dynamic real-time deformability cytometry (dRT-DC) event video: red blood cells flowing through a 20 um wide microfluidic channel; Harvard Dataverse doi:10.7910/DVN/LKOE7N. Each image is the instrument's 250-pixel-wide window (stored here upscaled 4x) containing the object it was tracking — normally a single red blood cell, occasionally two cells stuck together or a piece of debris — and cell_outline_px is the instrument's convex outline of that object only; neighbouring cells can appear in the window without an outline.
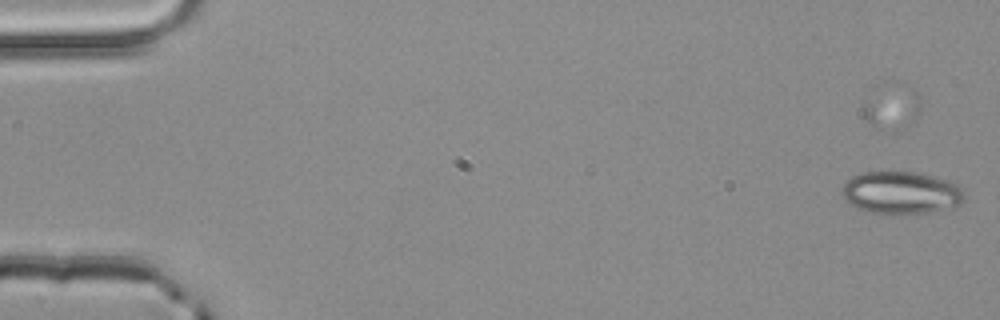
{"species": "common noctule bat (a hibernating species)", "species_latin": "Nyctalus noctula", "temperature_condition": "room temperature", "stored_images_in_passage": 52, "camera_frame_rate_fps": 3000, "um_per_image_px": 0.085, "animal": {"sex": "male", "body_mass_g": 20.4}, "frame": {"image": 1, "passage_image": 1, "time_ms": 0.0, "image_size_px": [1000, 320], "cell_outline_px": [[964, 200], [960, 204], [928, 212], [872, 212], [860, 208], [844, 200], [840, 196], [840, 188], [852, 176], [860, 172], [916, 172], [944, 180], [956, 184], [964, 192]], "centroid_in_image_um": [76.53, 16.35], "position_along_channel_um": 8.5, "area_um2": 29.54}}
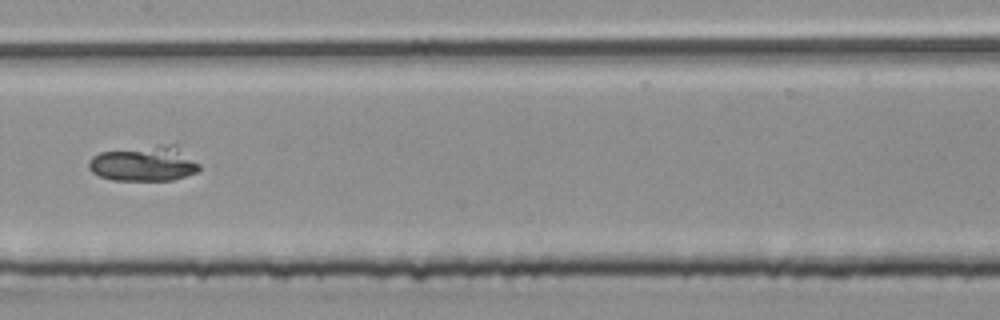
{"frame": {"image": 2, "passage_image": 27, "time_ms": 8.667, "image_size_px": [1000, 320], "cell_outline_px": [[200, 168], [196, 172], [172, 180], [112, 180], [100, 176], [92, 172], [88, 168], [88, 164], [92, 156], [100, 152], [156, 144], [176, 144], [200, 164]], "centroid_in_image_um": [12.25, 13.88], "position_along_channel_um": 195.1, "area_um2": 22.95}}
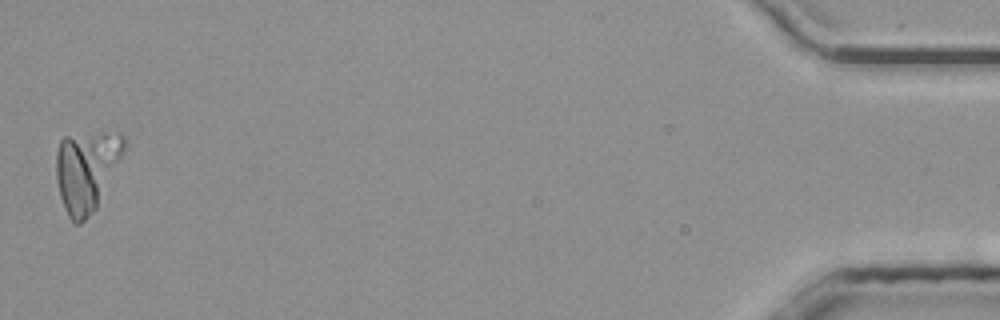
{"frame": {"image": 3, "passage_image": 52, "time_ms": 17.0, "image_size_px": [1000, 320], "cell_outline_px": [[128, 144], [96, 208], [80, 224], [76, 224], [68, 216], [60, 196], [56, 180], [56, 152], [60, 140], [64, 136], [104, 132], [120, 132], [128, 140]], "centroid_in_image_um": [7.37, 14.44], "position_along_channel_um": 427.8, "area_um2": 32.14}}